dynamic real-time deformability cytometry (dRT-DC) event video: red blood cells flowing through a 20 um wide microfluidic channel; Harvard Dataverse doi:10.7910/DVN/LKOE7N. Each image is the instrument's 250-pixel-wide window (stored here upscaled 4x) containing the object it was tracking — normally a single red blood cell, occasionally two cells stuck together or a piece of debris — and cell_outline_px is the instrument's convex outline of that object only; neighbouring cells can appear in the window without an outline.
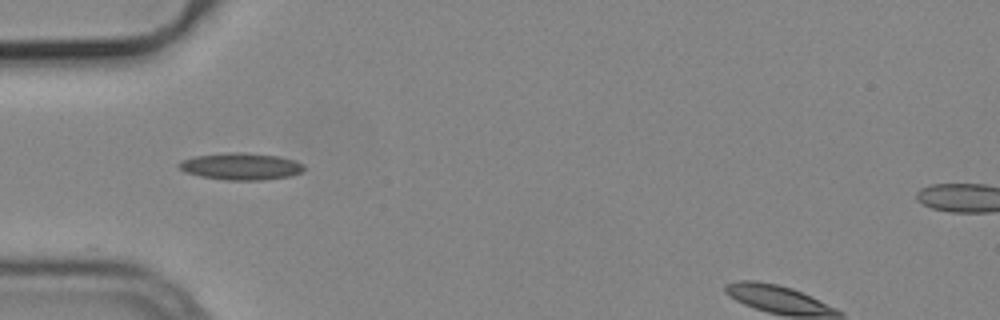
{"species": "common noctule bat (a hibernating species)", "species_latin": "Nyctalus noctula", "temperature_condition": "cold", "stored_images_in_passage": 35, "camera_frame_rate_fps": 3000, "um_per_image_px": 0.085, "animal": {"sex": "male", "body_mass_g": 19.2, "forearm_length_mm": 51.8}, "frame": {"image": 1, "passage_image": 1, "time_ms": 0.0, "image_size_px": [1000, 320], "cell_outline_px": [[304, 168], [300, 172], [292, 176], [264, 180], [224, 180], [200, 176], [184, 172], [176, 164], [180, 160], [192, 156], [228, 152], [244, 152], [280, 156], [296, 160], [304, 164]], "centroid_in_image_um": [20.46, 14.13], "position_along_channel_um": 64.5, "area_um2": 20.0}}
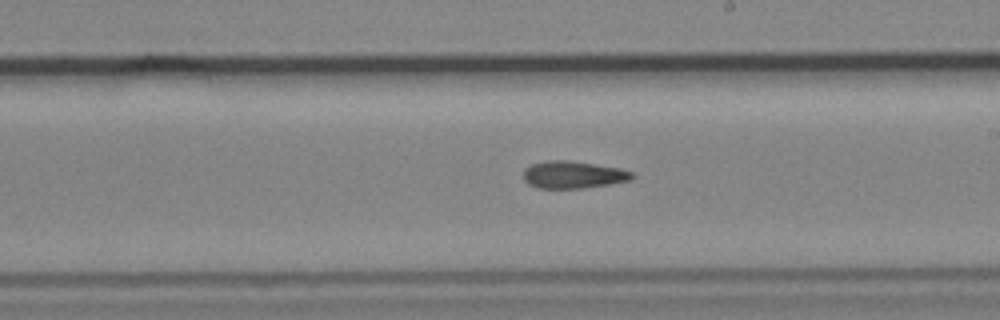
{"frame": {"image": 2, "passage_image": 15, "time_ms": 4.667, "image_size_px": [1000, 320], "cell_outline_px": [[636, 176], [632, 180], [584, 188], [540, 188], [528, 184], [524, 180], [524, 168], [532, 164], [548, 160], [568, 160], [596, 164], [620, 168], [632, 172]], "centroid_in_image_um": [48.74, 14.85], "position_along_channel_um": 240.3, "area_um2": 17.34}}
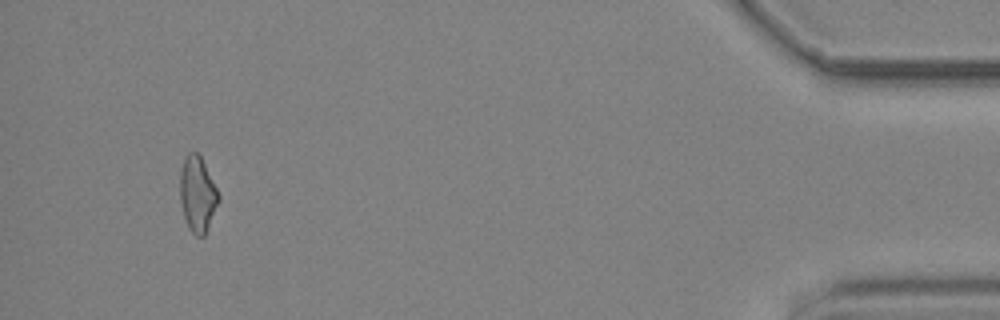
{"frame": {"image": 3, "passage_image": 35, "time_ms": 11.333, "image_size_px": [1000, 320], "cell_outline_px": [[220, 200], [204, 236], [196, 236], [188, 228], [184, 216], [180, 200], [180, 172], [184, 156], [188, 152], [196, 152], [200, 156], [220, 196]], "centroid_in_image_um": [16.77, 16.51], "position_along_channel_um": 418.4, "area_um2": 16.82}}